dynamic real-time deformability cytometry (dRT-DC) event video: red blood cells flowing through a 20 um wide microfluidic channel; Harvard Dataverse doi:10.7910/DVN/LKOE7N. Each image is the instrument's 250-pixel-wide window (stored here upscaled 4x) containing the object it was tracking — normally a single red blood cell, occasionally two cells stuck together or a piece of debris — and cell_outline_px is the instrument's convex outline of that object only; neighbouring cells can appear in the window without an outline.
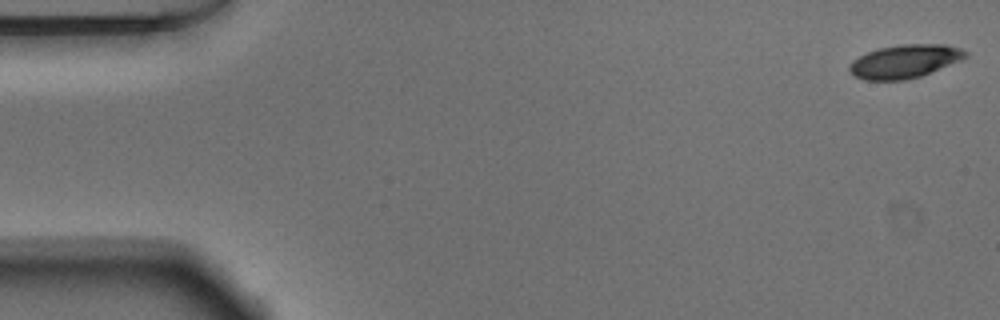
{"species": "Egyptian fruit bat (a non-hibernating species)", "species_latin": "Rousettus aegyptiacus", "temperature_condition": "warm", "stored_images_in_passage": 52, "camera_frame_rate_fps": 3000, "um_per_image_px": 0.085, "animal": {"sex": "male"}, "frame": {"image": 1, "passage_image": 1, "time_ms": 0.0, "image_size_px": [1000, 320], "cell_outline_px": [[968, 56], [960, 60], [920, 76], [904, 80], [864, 80], [856, 76], [848, 68], [852, 60], [868, 52], [880, 48], [900, 44], [944, 44], [960, 48], [968, 52]], "centroid_in_image_um": [76.91, 5.21], "position_along_channel_um": 8.1, "area_um2": 22.31}}
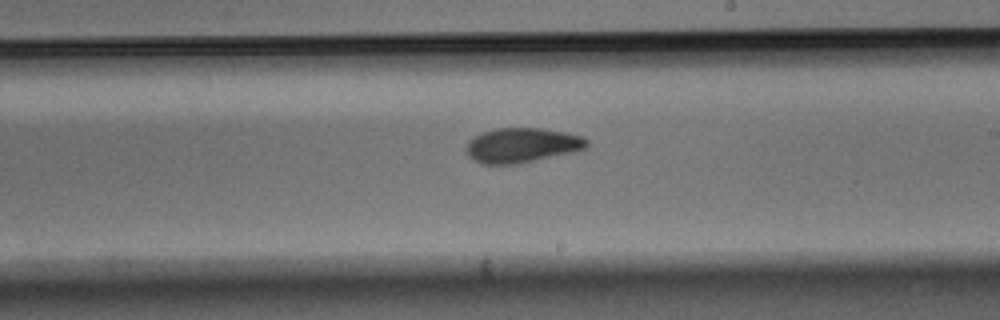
{"frame": {"image": 2, "passage_image": 30, "time_ms": 9.667, "image_size_px": [1000, 320], "cell_outline_px": [[588, 148], [576, 152], [520, 164], [480, 164], [468, 156], [464, 152], [464, 148], [476, 136], [484, 132], [496, 128], [540, 128], [568, 132], [580, 136], [588, 140]], "centroid_in_image_um": [44.4, 12.36], "position_along_channel_um": 244.6, "area_um2": 24.74}}
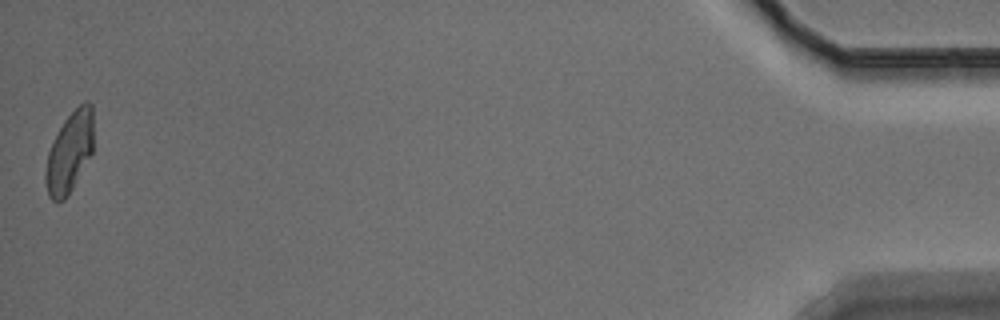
{"frame": {"image": 3, "passage_image": 52, "time_ms": 17.0, "image_size_px": [1000, 320], "cell_outline_px": [[92, 152], [68, 196], [64, 200], [56, 204], [48, 196], [44, 180], [44, 172], [48, 152], [64, 120], [80, 104], [88, 100], [92, 104]], "centroid_in_image_um": [5.88, 13.0], "position_along_channel_um": 429.3, "area_um2": 22.37}, "authors_computed_cell_mechanics": {"area_um2": 23.4668, "velocity_mm_per_s": 3.829, "shape_relaxation_time_tau1_ms": 3.9158, "shape_relaxation_time_tau2_ms": 2.6729, "deformation_change_tau1": 0.1611, "deformation_change_tau2": 0.0799}}